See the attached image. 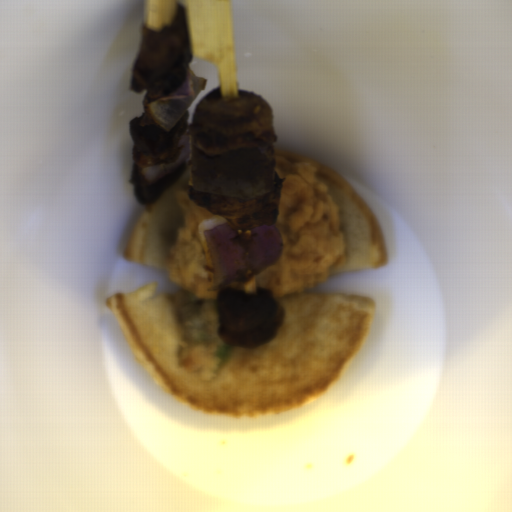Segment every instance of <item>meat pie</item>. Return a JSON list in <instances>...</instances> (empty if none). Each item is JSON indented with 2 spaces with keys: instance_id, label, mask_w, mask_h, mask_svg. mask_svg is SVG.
Returning a JSON list of instances; mask_svg holds the SVG:
<instances>
[{
  "instance_id": "b5893723",
  "label": "meat pie",
  "mask_w": 512,
  "mask_h": 512,
  "mask_svg": "<svg viewBox=\"0 0 512 512\" xmlns=\"http://www.w3.org/2000/svg\"><path fill=\"white\" fill-rule=\"evenodd\" d=\"M274 172L284 179L274 223L282 252L266 280L275 300L327 280L343 263L345 242L338 205L313 161L274 155Z\"/></svg>"
},
{
  "instance_id": "c0bc52ac",
  "label": "meat pie",
  "mask_w": 512,
  "mask_h": 512,
  "mask_svg": "<svg viewBox=\"0 0 512 512\" xmlns=\"http://www.w3.org/2000/svg\"><path fill=\"white\" fill-rule=\"evenodd\" d=\"M192 187L177 189L182 223L169 253L170 274L180 289L163 294L171 298L181 327L183 365L204 380H216L229 346L219 335L217 301L222 290L235 289V282L216 285L205 231L228 222L196 205Z\"/></svg>"
}]
</instances>
